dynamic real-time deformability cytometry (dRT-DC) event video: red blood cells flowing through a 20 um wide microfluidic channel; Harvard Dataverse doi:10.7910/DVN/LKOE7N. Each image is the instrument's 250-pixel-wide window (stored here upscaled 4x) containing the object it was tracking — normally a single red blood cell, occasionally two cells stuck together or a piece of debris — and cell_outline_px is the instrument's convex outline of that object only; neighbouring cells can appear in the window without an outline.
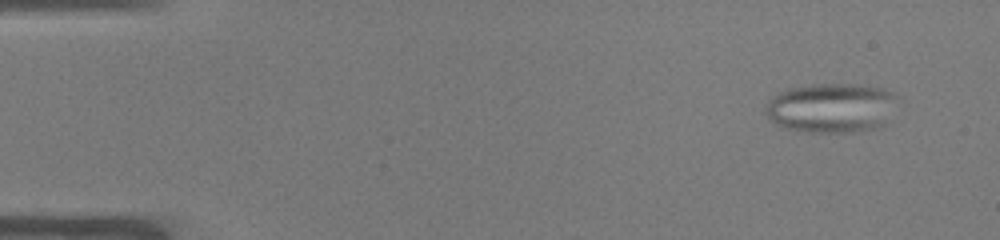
{"species": "common noctule bat (a hibernating species)", "species_latin": "Nyctalus noctula", "temperature_condition": "warm", "stored_images_in_passage": 52, "camera_frame_rate_fps": 3000, "um_per_image_px": 0.085, "animal": {"sex": "male", "body_mass_g": 19.0, "forearm_length_mm": 50.8}, "frame": {"image": 1, "passage_image": 4, "time_ms": 1.0, "image_size_px": [1000, 240], "cell_outline_px": [[892, 96], [884, 124], [880, 128], [856, 132], [812, 132], [788, 128], [776, 124], [764, 112], [768, 100], [780, 92], [788, 88], [812, 84], [852, 84], [880, 88], [892, 92]], "centroid_in_image_um": [70.56, 9.17], "position_along_channel_um": 14.4, "area_um2": 37.22}}
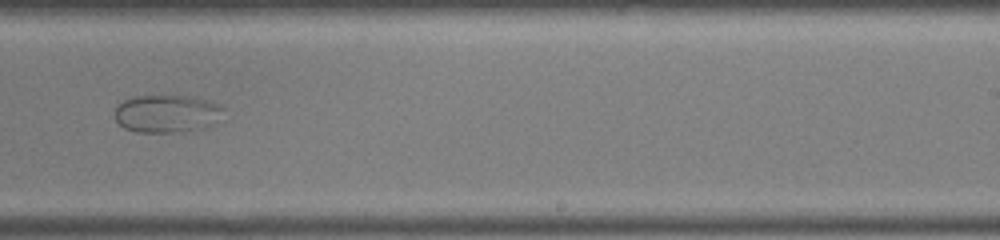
{"frame": {"image": 2, "passage_image": 33, "time_ms": 10.667, "image_size_px": [1000, 240], "cell_outline_px": [[224, 120], [204, 128], [172, 132], [136, 132], [124, 128], [116, 120], [116, 104], [132, 96], [188, 96], [220, 104], [224, 108]], "centroid_in_image_um": [14.23, 9.66], "position_along_channel_um": 274.8, "area_um2": 24.16}}
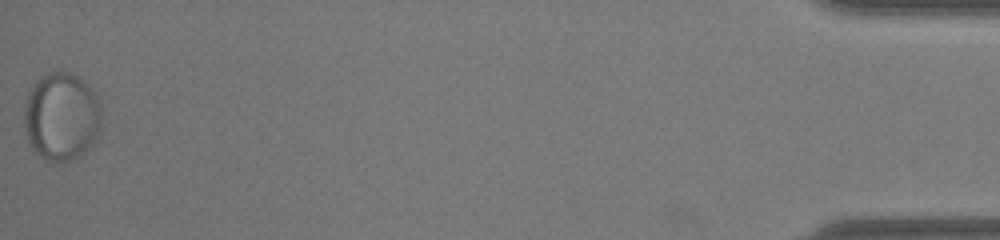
{"frame": {"image": 3, "passage_image": 52, "time_ms": 17.0, "image_size_px": [1000, 240], "cell_outline_px": [[104, 128], [92, 144], [80, 156], [64, 164], [60, 164], [44, 160], [32, 148], [28, 140], [24, 128], [24, 108], [28, 92], [36, 80], [40, 76], [48, 72], [60, 68], [84, 80], [96, 96], [100, 104], [104, 116]], "centroid_in_image_um": [5.26, 9.92], "position_along_channel_um": 429.9, "area_um2": 41.15}}